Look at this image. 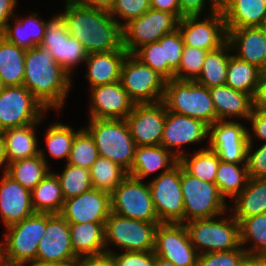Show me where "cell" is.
Segmentation results:
<instances>
[{
	"instance_id": "cell-1",
	"label": "cell",
	"mask_w": 266,
	"mask_h": 266,
	"mask_svg": "<svg viewBox=\"0 0 266 266\" xmlns=\"http://www.w3.org/2000/svg\"><path fill=\"white\" fill-rule=\"evenodd\" d=\"M68 34L78 40L88 54L109 52L122 47V27L108 10L83 6L66 0Z\"/></svg>"
},
{
	"instance_id": "cell-2",
	"label": "cell",
	"mask_w": 266,
	"mask_h": 266,
	"mask_svg": "<svg viewBox=\"0 0 266 266\" xmlns=\"http://www.w3.org/2000/svg\"><path fill=\"white\" fill-rule=\"evenodd\" d=\"M71 81V76L54 60L48 50L40 46L26 50L23 86L47 110L61 109Z\"/></svg>"
},
{
	"instance_id": "cell-3",
	"label": "cell",
	"mask_w": 266,
	"mask_h": 266,
	"mask_svg": "<svg viewBox=\"0 0 266 266\" xmlns=\"http://www.w3.org/2000/svg\"><path fill=\"white\" fill-rule=\"evenodd\" d=\"M94 139L100 157L131 170L136 144L125 119H90L85 128Z\"/></svg>"
},
{
	"instance_id": "cell-4",
	"label": "cell",
	"mask_w": 266,
	"mask_h": 266,
	"mask_svg": "<svg viewBox=\"0 0 266 266\" xmlns=\"http://www.w3.org/2000/svg\"><path fill=\"white\" fill-rule=\"evenodd\" d=\"M167 111L199 119L208 126L216 122L209 88L194 80H168L162 99Z\"/></svg>"
},
{
	"instance_id": "cell-5",
	"label": "cell",
	"mask_w": 266,
	"mask_h": 266,
	"mask_svg": "<svg viewBox=\"0 0 266 266\" xmlns=\"http://www.w3.org/2000/svg\"><path fill=\"white\" fill-rule=\"evenodd\" d=\"M215 217L191 220L184 223L190 241L198 254L231 251L239 248V222L230 218Z\"/></svg>"
},
{
	"instance_id": "cell-6",
	"label": "cell",
	"mask_w": 266,
	"mask_h": 266,
	"mask_svg": "<svg viewBox=\"0 0 266 266\" xmlns=\"http://www.w3.org/2000/svg\"><path fill=\"white\" fill-rule=\"evenodd\" d=\"M46 227L47 213L40 212L6 227L4 249L7 266H24L36 261L39 242Z\"/></svg>"
},
{
	"instance_id": "cell-7",
	"label": "cell",
	"mask_w": 266,
	"mask_h": 266,
	"mask_svg": "<svg viewBox=\"0 0 266 266\" xmlns=\"http://www.w3.org/2000/svg\"><path fill=\"white\" fill-rule=\"evenodd\" d=\"M181 191L184 200V223L226 213V200L220 194L217 185L190 175L182 165Z\"/></svg>"
},
{
	"instance_id": "cell-8",
	"label": "cell",
	"mask_w": 266,
	"mask_h": 266,
	"mask_svg": "<svg viewBox=\"0 0 266 266\" xmlns=\"http://www.w3.org/2000/svg\"><path fill=\"white\" fill-rule=\"evenodd\" d=\"M160 223H150L126 218L110 212L105 230V251L107 246L117 245L127 251H154L155 232Z\"/></svg>"
},
{
	"instance_id": "cell-9",
	"label": "cell",
	"mask_w": 266,
	"mask_h": 266,
	"mask_svg": "<svg viewBox=\"0 0 266 266\" xmlns=\"http://www.w3.org/2000/svg\"><path fill=\"white\" fill-rule=\"evenodd\" d=\"M120 81L135 104L158 103L163 99L166 80L131 53L123 62Z\"/></svg>"
},
{
	"instance_id": "cell-10",
	"label": "cell",
	"mask_w": 266,
	"mask_h": 266,
	"mask_svg": "<svg viewBox=\"0 0 266 266\" xmlns=\"http://www.w3.org/2000/svg\"><path fill=\"white\" fill-rule=\"evenodd\" d=\"M151 197L160 223L184 224V200L181 191V164L160 173L149 182Z\"/></svg>"
},
{
	"instance_id": "cell-11",
	"label": "cell",
	"mask_w": 266,
	"mask_h": 266,
	"mask_svg": "<svg viewBox=\"0 0 266 266\" xmlns=\"http://www.w3.org/2000/svg\"><path fill=\"white\" fill-rule=\"evenodd\" d=\"M111 212L150 223H160L154 209L149 183L128 175L110 194Z\"/></svg>"
},
{
	"instance_id": "cell-12",
	"label": "cell",
	"mask_w": 266,
	"mask_h": 266,
	"mask_svg": "<svg viewBox=\"0 0 266 266\" xmlns=\"http://www.w3.org/2000/svg\"><path fill=\"white\" fill-rule=\"evenodd\" d=\"M46 110L25 86H5L0 92V131L39 124Z\"/></svg>"
},
{
	"instance_id": "cell-13",
	"label": "cell",
	"mask_w": 266,
	"mask_h": 266,
	"mask_svg": "<svg viewBox=\"0 0 266 266\" xmlns=\"http://www.w3.org/2000/svg\"><path fill=\"white\" fill-rule=\"evenodd\" d=\"M178 22L174 14L150 8L122 27V46L133 54L138 48L174 32L178 29Z\"/></svg>"
},
{
	"instance_id": "cell-14",
	"label": "cell",
	"mask_w": 266,
	"mask_h": 266,
	"mask_svg": "<svg viewBox=\"0 0 266 266\" xmlns=\"http://www.w3.org/2000/svg\"><path fill=\"white\" fill-rule=\"evenodd\" d=\"M54 60L71 76V69L84 62L88 53L82 44L67 32L64 15L58 14L47 21L45 34L40 44Z\"/></svg>"
},
{
	"instance_id": "cell-15",
	"label": "cell",
	"mask_w": 266,
	"mask_h": 266,
	"mask_svg": "<svg viewBox=\"0 0 266 266\" xmlns=\"http://www.w3.org/2000/svg\"><path fill=\"white\" fill-rule=\"evenodd\" d=\"M200 21L199 15L184 16L178 22V29L185 46L216 50L227 42L225 18L218 10Z\"/></svg>"
},
{
	"instance_id": "cell-16",
	"label": "cell",
	"mask_w": 266,
	"mask_h": 266,
	"mask_svg": "<svg viewBox=\"0 0 266 266\" xmlns=\"http://www.w3.org/2000/svg\"><path fill=\"white\" fill-rule=\"evenodd\" d=\"M209 146L224 162L246 164L248 129L237 121L218 120L209 126Z\"/></svg>"
},
{
	"instance_id": "cell-17",
	"label": "cell",
	"mask_w": 266,
	"mask_h": 266,
	"mask_svg": "<svg viewBox=\"0 0 266 266\" xmlns=\"http://www.w3.org/2000/svg\"><path fill=\"white\" fill-rule=\"evenodd\" d=\"M154 253L176 266H197L199 256L185 225L172 223H160L157 226Z\"/></svg>"
},
{
	"instance_id": "cell-18",
	"label": "cell",
	"mask_w": 266,
	"mask_h": 266,
	"mask_svg": "<svg viewBox=\"0 0 266 266\" xmlns=\"http://www.w3.org/2000/svg\"><path fill=\"white\" fill-rule=\"evenodd\" d=\"M78 257L72 250L69 223L60 214L47 213V227L37 250L41 263H74Z\"/></svg>"
},
{
	"instance_id": "cell-19",
	"label": "cell",
	"mask_w": 266,
	"mask_h": 266,
	"mask_svg": "<svg viewBox=\"0 0 266 266\" xmlns=\"http://www.w3.org/2000/svg\"><path fill=\"white\" fill-rule=\"evenodd\" d=\"M166 114L162 101L134 105L125 120L136 146L160 145Z\"/></svg>"
},
{
	"instance_id": "cell-20",
	"label": "cell",
	"mask_w": 266,
	"mask_h": 266,
	"mask_svg": "<svg viewBox=\"0 0 266 266\" xmlns=\"http://www.w3.org/2000/svg\"><path fill=\"white\" fill-rule=\"evenodd\" d=\"M111 212L110 194L96 188L64 201L60 215L69 224L105 223Z\"/></svg>"
},
{
	"instance_id": "cell-21",
	"label": "cell",
	"mask_w": 266,
	"mask_h": 266,
	"mask_svg": "<svg viewBox=\"0 0 266 266\" xmlns=\"http://www.w3.org/2000/svg\"><path fill=\"white\" fill-rule=\"evenodd\" d=\"M208 134L209 126L203 121L167 111L160 145L179 159L185 154L180 146L204 141Z\"/></svg>"
},
{
	"instance_id": "cell-22",
	"label": "cell",
	"mask_w": 266,
	"mask_h": 266,
	"mask_svg": "<svg viewBox=\"0 0 266 266\" xmlns=\"http://www.w3.org/2000/svg\"><path fill=\"white\" fill-rule=\"evenodd\" d=\"M90 119H126L135 103L121 81L90 88Z\"/></svg>"
},
{
	"instance_id": "cell-23",
	"label": "cell",
	"mask_w": 266,
	"mask_h": 266,
	"mask_svg": "<svg viewBox=\"0 0 266 266\" xmlns=\"http://www.w3.org/2000/svg\"><path fill=\"white\" fill-rule=\"evenodd\" d=\"M0 213L6 227L34 214L31 190L21 186L5 171L0 181Z\"/></svg>"
},
{
	"instance_id": "cell-24",
	"label": "cell",
	"mask_w": 266,
	"mask_h": 266,
	"mask_svg": "<svg viewBox=\"0 0 266 266\" xmlns=\"http://www.w3.org/2000/svg\"><path fill=\"white\" fill-rule=\"evenodd\" d=\"M226 30L231 49L238 50L235 56L266 71V30L263 27Z\"/></svg>"
},
{
	"instance_id": "cell-25",
	"label": "cell",
	"mask_w": 266,
	"mask_h": 266,
	"mask_svg": "<svg viewBox=\"0 0 266 266\" xmlns=\"http://www.w3.org/2000/svg\"><path fill=\"white\" fill-rule=\"evenodd\" d=\"M127 55L128 52L123 46L109 52L88 54L85 62L90 87L120 81L122 65Z\"/></svg>"
},
{
	"instance_id": "cell-26",
	"label": "cell",
	"mask_w": 266,
	"mask_h": 266,
	"mask_svg": "<svg viewBox=\"0 0 266 266\" xmlns=\"http://www.w3.org/2000/svg\"><path fill=\"white\" fill-rule=\"evenodd\" d=\"M226 29L263 27L266 3L262 0H226L220 7Z\"/></svg>"
},
{
	"instance_id": "cell-27",
	"label": "cell",
	"mask_w": 266,
	"mask_h": 266,
	"mask_svg": "<svg viewBox=\"0 0 266 266\" xmlns=\"http://www.w3.org/2000/svg\"><path fill=\"white\" fill-rule=\"evenodd\" d=\"M213 106L216 111V121L227 117L249 118L253 110V99L249 94L234 90L227 84L209 88Z\"/></svg>"
},
{
	"instance_id": "cell-28",
	"label": "cell",
	"mask_w": 266,
	"mask_h": 266,
	"mask_svg": "<svg viewBox=\"0 0 266 266\" xmlns=\"http://www.w3.org/2000/svg\"><path fill=\"white\" fill-rule=\"evenodd\" d=\"M179 159L161 145L136 146L134 161L128 175L142 180L150 173L163 169L162 173L173 168Z\"/></svg>"
},
{
	"instance_id": "cell-29",
	"label": "cell",
	"mask_w": 266,
	"mask_h": 266,
	"mask_svg": "<svg viewBox=\"0 0 266 266\" xmlns=\"http://www.w3.org/2000/svg\"><path fill=\"white\" fill-rule=\"evenodd\" d=\"M104 225L89 222L69 224L72 250L78 258L106 253Z\"/></svg>"
},
{
	"instance_id": "cell-30",
	"label": "cell",
	"mask_w": 266,
	"mask_h": 266,
	"mask_svg": "<svg viewBox=\"0 0 266 266\" xmlns=\"http://www.w3.org/2000/svg\"><path fill=\"white\" fill-rule=\"evenodd\" d=\"M18 19L17 17L12 18V22L15 20L14 27L7 23L1 36L9 43L15 44L25 50L40 46L45 34L47 21L38 19L37 13H33L23 19Z\"/></svg>"
},
{
	"instance_id": "cell-31",
	"label": "cell",
	"mask_w": 266,
	"mask_h": 266,
	"mask_svg": "<svg viewBox=\"0 0 266 266\" xmlns=\"http://www.w3.org/2000/svg\"><path fill=\"white\" fill-rule=\"evenodd\" d=\"M36 125L38 124L33 123L2 131L5 142V157L7 164L39 155L37 136L34 131Z\"/></svg>"
},
{
	"instance_id": "cell-32",
	"label": "cell",
	"mask_w": 266,
	"mask_h": 266,
	"mask_svg": "<svg viewBox=\"0 0 266 266\" xmlns=\"http://www.w3.org/2000/svg\"><path fill=\"white\" fill-rule=\"evenodd\" d=\"M233 201V217L238 222L266 213V178H249L246 187Z\"/></svg>"
},
{
	"instance_id": "cell-33",
	"label": "cell",
	"mask_w": 266,
	"mask_h": 266,
	"mask_svg": "<svg viewBox=\"0 0 266 266\" xmlns=\"http://www.w3.org/2000/svg\"><path fill=\"white\" fill-rule=\"evenodd\" d=\"M46 159L45 152L39 149V155L10 162L4 171L21 186L32 190L50 173Z\"/></svg>"
},
{
	"instance_id": "cell-34",
	"label": "cell",
	"mask_w": 266,
	"mask_h": 266,
	"mask_svg": "<svg viewBox=\"0 0 266 266\" xmlns=\"http://www.w3.org/2000/svg\"><path fill=\"white\" fill-rule=\"evenodd\" d=\"M26 50L0 35V77L5 86H23Z\"/></svg>"
},
{
	"instance_id": "cell-35",
	"label": "cell",
	"mask_w": 266,
	"mask_h": 266,
	"mask_svg": "<svg viewBox=\"0 0 266 266\" xmlns=\"http://www.w3.org/2000/svg\"><path fill=\"white\" fill-rule=\"evenodd\" d=\"M64 201L59 180L52 171L31 190V202L35 212L60 214Z\"/></svg>"
},
{
	"instance_id": "cell-36",
	"label": "cell",
	"mask_w": 266,
	"mask_h": 266,
	"mask_svg": "<svg viewBox=\"0 0 266 266\" xmlns=\"http://www.w3.org/2000/svg\"><path fill=\"white\" fill-rule=\"evenodd\" d=\"M230 50V44L226 42L220 48L207 52L202 70L194 81L207 88L224 85L227 78V66L230 58L228 52Z\"/></svg>"
},
{
	"instance_id": "cell-37",
	"label": "cell",
	"mask_w": 266,
	"mask_h": 266,
	"mask_svg": "<svg viewBox=\"0 0 266 266\" xmlns=\"http://www.w3.org/2000/svg\"><path fill=\"white\" fill-rule=\"evenodd\" d=\"M261 73L257 66L230 55L225 84L253 98Z\"/></svg>"
},
{
	"instance_id": "cell-38",
	"label": "cell",
	"mask_w": 266,
	"mask_h": 266,
	"mask_svg": "<svg viewBox=\"0 0 266 266\" xmlns=\"http://www.w3.org/2000/svg\"><path fill=\"white\" fill-rule=\"evenodd\" d=\"M241 166L236 163L224 162L221 160L219 162L215 184L225 200L227 196L233 200L241 193L248 183L249 175L247 165L242 164Z\"/></svg>"
},
{
	"instance_id": "cell-39",
	"label": "cell",
	"mask_w": 266,
	"mask_h": 266,
	"mask_svg": "<svg viewBox=\"0 0 266 266\" xmlns=\"http://www.w3.org/2000/svg\"><path fill=\"white\" fill-rule=\"evenodd\" d=\"M240 245L253 241L250 249L244 248L249 257L262 258L266 254V213L243 218L239 222Z\"/></svg>"
},
{
	"instance_id": "cell-40",
	"label": "cell",
	"mask_w": 266,
	"mask_h": 266,
	"mask_svg": "<svg viewBox=\"0 0 266 266\" xmlns=\"http://www.w3.org/2000/svg\"><path fill=\"white\" fill-rule=\"evenodd\" d=\"M89 171L93 188L109 194L128 176V172L121 166L100 156Z\"/></svg>"
},
{
	"instance_id": "cell-41",
	"label": "cell",
	"mask_w": 266,
	"mask_h": 266,
	"mask_svg": "<svg viewBox=\"0 0 266 266\" xmlns=\"http://www.w3.org/2000/svg\"><path fill=\"white\" fill-rule=\"evenodd\" d=\"M219 162L218 155L209 148L198 150L191 158L187 154L179 158V163L190 175L208 183H215Z\"/></svg>"
},
{
	"instance_id": "cell-42",
	"label": "cell",
	"mask_w": 266,
	"mask_h": 266,
	"mask_svg": "<svg viewBox=\"0 0 266 266\" xmlns=\"http://www.w3.org/2000/svg\"><path fill=\"white\" fill-rule=\"evenodd\" d=\"M57 176L64 200L79 196L93 188L90 171L72 164H65V169Z\"/></svg>"
},
{
	"instance_id": "cell-43",
	"label": "cell",
	"mask_w": 266,
	"mask_h": 266,
	"mask_svg": "<svg viewBox=\"0 0 266 266\" xmlns=\"http://www.w3.org/2000/svg\"><path fill=\"white\" fill-rule=\"evenodd\" d=\"M98 157V149L89 132L83 128L77 131L67 163L89 170Z\"/></svg>"
},
{
	"instance_id": "cell-44",
	"label": "cell",
	"mask_w": 266,
	"mask_h": 266,
	"mask_svg": "<svg viewBox=\"0 0 266 266\" xmlns=\"http://www.w3.org/2000/svg\"><path fill=\"white\" fill-rule=\"evenodd\" d=\"M76 133L69 125L58 122L49 125L45 141L50 156L55 159L66 158L68 161Z\"/></svg>"
},
{
	"instance_id": "cell-45",
	"label": "cell",
	"mask_w": 266,
	"mask_h": 266,
	"mask_svg": "<svg viewBox=\"0 0 266 266\" xmlns=\"http://www.w3.org/2000/svg\"><path fill=\"white\" fill-rule=\"evenodd\" d=\"M207 50L185 46L179 69L175 72L176 80H195L200 74Z\"/></svg>"
},
{
	"instance_id": "cell-46",
	"label": "cell",
	"mask_w": 266,
	"mask_h": 266,
	"mask_svg": "<svg viewBox=\"0 0 266 266\" xmlns=\"http://www.w3.org/2000/svg\"><path fill=\"white\" fill-rule=\"evenodd\" d=\"M163 46L164 62L168 63V80L174 79L175 72L179 69L184 42L179 29L164 35L158 40Z\"/></svg>"
},
{
	"instance_id": "cell-47",
	"label": "cell",
	"mask_w": 266,
	"mask_h": 266,
	"mask_svg": "<svg viewBox=\"0 0 266 266\" xmlns=\"http://www.w3.org/2000/svg\"><path fill=\"white\" fill-rule=\"evenodd\" d=\"M248 258L246 250L240 246L231 251L199 254L197 266H242Z\"/></svg>"
},
{
	"instance_id": "cell-48",
	"label": "cell",
	"mask_w": 266,
	"mask_h": 266,
	"mask_svg": "<svg viewBox=\"0 0 266 266\" xmlns=\"http://www.w3.org/2000/svg\"><path fill=\"white\" fill-rule=\"evenodd\" d=\"M133 55L168 81V63L164 62L163 46L158 41L138 48Z\"/></svg>"
},
{
	"instance_id": "cell-49",
	"label": "cell",
	"mask_w": 266,
	"mask_h": 266,
	"mask_svg": "<svg viewBox=\"0 0 266 266\" xmlns=\"http://www.w3.org/2000/svg\"><path fill=\"white\" fill-rule=\"evenodd\" d=\"M150 8V0H115L109 13L123 27L130 20L139 18ZM115 15L126 21L121 23Z\"/></svg>"
},
{
	"instance_id": "cell-50",
	"label": "cell",
	"mask_w": 266,
	"mask_h": 266,
	"mask_svg": "<svg viewBox=\"0 0 266 266\" xmlns=\"http://www.w3.org/2000/svg\"><path fill=\"white\" fill-rule=\"evenodd\" d=\"M248 142L246 165L249 178H266V143L251 154L253 141L249 130Z\"/></svg>"
},
{
	"instance_id": "cell-51",
	"label": "cell",
	"mask_w": 266,
	"mask_h": 266,
	"mask_svg": "<svg viewBox=\"0 0 266 266\" xmlns=\"http://www.w3.org/2000/svg\"><path fill=\"white\" fill-rule=\"evenodd\" d=\"M107 253L113 256L116 266H155L156 263L154 251H127L118 254L107 249Z\"/></svg>"
},
{
	"instance_id": "cell-52",
	"label": "cell",
	"mask_w": 266,
	"mask_h": 266,
	"mask_svg": "<svg viewBox=\"0 0 266 266\" xmlns=\"http://www.w3.org/2000/svg\"><path fill=\"white\" fill-rule=\"evenodd\" d=\"M206 1L208 0H179L180 19H182L184 16L201 15L202 9L205 8ZM209 1L211 3V12L209 14L220 10V6L214 0Z\"/></svg>"
},
{
	"instance_id": "cell-53",
	"label": "cell",
	"mask_w": 266,
	"mask_h": 266,
	"mask_svg": "<svg viewBox=\"0 0 266 266\" xmlns=\"http://www.w3.org/2000/svg\"><path fill=\"white\" fill-rule=\"evenodd\" d=\"M248 120L251 122V128L256 138L266 143V110L253 109Z\"/></svg>"
},
{
	"instance_id": "cell-54",
	"label": "cell",
	"mask_w": 266,
	"mask_h": 266,
	"mask_svg": "<svg viewBox=\"0 0 266 266\" xmlns=\"http://www.w3.org/2000/svg\"><path fill=\"white\" fill-rule=\"evenodd\" d=\"M77 266H116L115 260L110 253L85 256L78 259Z\"/></svg>"
},
{
	"instance_id": "cell-55",
	"label": "cell",
	"mask_w": 266,
	"mask_h": 266,
	"mask_svg": "<svg viewBox=\"0 0 266 266\" xmlns=\"http://www.w3.org/2000/svg\"><path fill=\"white\" fill-rule=\"evenodd\" d=\"M252 99L253 109L266 110V71H262Z\"/></svg>"
},
{
	"instance_id": "cell-56",
	"label": "cell",
	"mask_w": 266,
	"mask_h": 266,
	"mask_svg": "<svg viewBox=\"0 0 266 266\" xmlns=\"http://www.w3.org/2000/svg\"><path fill=\"white\" fill-rule=\"evenodd\" d=\"M17 0H0V35L4 31L6 24L11 17H16L14 14Z\"/></svg>"
},
{
	"instance_id": "cell-57",
	"label": "cell",
	"mask_w": 266,
	"mask_h": 266,
	"mask_svg": "<svg viewBox=\"0 0 266 266\" xmlns=\"http://www.w3.org/2000/svg\"><path fill=\"white\" fill-rule=\"evenodd\" d=\"M152 9L174 14L180 20L179 0H150Z\"/></svg>"
},
{
	"instance_id": "cell-58",
	"label": "cell",
	"mask_w": 266,
	"mask_h": 266,
	"mask_svg": "<svg viewBox=\"0 0 266 266\" xmlns=\"http://www.w3.org/2000/svg\"><path fill=\"white\" fill-rule=\"evenodd\" d=\"M87 7L110 10L115 0H72Z\"/></svg>"
},
{
	"instance_id": "cell-59",
	"label": "cell",
	"mask_w": 266,
	"mask_h": 266,
	"mask_svg": "<svg viewBox=\"0 0 266 266\" xmlns=\"http://www.w3.org/2000/svg\"><path fill=\"white\" fill-rule=\"evenodd\" d=\"M6 157H5V142H4V136L2 132L0 131V167L5 164V168L7 166Z\"/></svg>"
},
{
	"instance_id": "cell-60",
	"label": "cell",
	"mask_w": 266,
	"mask_h": 266,
	"mask_svg": "<svg viewBox=\"0 0 266 266\" xmlns=\"http://www.w3.org/2000/svg\"><path fill=\"white\" fill-rule=\"evenodd\" d=\"M27 266H77V265H76V262L58 264V263H41L38 261H34V262L28 263Z\"/></svg>"
},
{
	"instance_id": "cell-61",
	"label": "cell",
	"mask_w": 266,
	"mask_h": 266,
	"mask_svg": "<svg viewBox=\"0 0 266 266\" xmlns=\"http://www.w3.org/2000/svg\"><path fill=\"white\" fill-rule=\"evenodd\" d=\"M155 266H176V265H174L172 262H170L167 259L156 256Z\"/></svg>"
},
{
	"instance_id": "cell-62",
	"label": "cell",
	"mask_w": 266,
	"mask_h": 266,
	"mask_svg": "<svg viewBox=\"0 0 266 266\" xmlns=\"http://www.w3.org/2000/svg\"><path fill=\"white\" fill-rule=\"evenodd\" d=\"M0 266H7L5 259L4 242H0Z\"/></svg>"
},
{
	"instance_id": "cell-63",
	"label": "cell",
	"mask_w": 266,
	"mask_h": 266,
	"mask_svg": "<svg viewBox=\"0 0 266 266\" xmlns=\"http://www.w3.org/2000/svg\"><path fill=\"white\" fill-rule=\"evenodd\" d=\"M242 266H257V258L249 257Z\"/></svg>"
},
{
	"instance_id": "cell-64",
	"label": "cell",
	"mask_w": 266,
	"mask_h": 266,
	"mask_svg": "<svg viewBox=\"0 0 266 266\" xmlns=\"http://www.w3.org/2000/svg\"><path fill=\"white\" fill-rule=\"evenodd\" d=\"M257 266H266V261L263 258H257Z\"/></svg>"
},
{
	"instance_id": "cell-65",
	"label": "cell",
	"mask_w": 266,
	"mask_h": 266,
	"mask_svg": "<svg viewBox=\"0 0 266 266\" xmlns=\"http://www.w3.org/2000/svg\"><path fill=\"white\" fill-rule=\"evenodd\" d=\"M214 1L221 7L226 0H214Z\"/></svg>"
},
{
	"instance_id": "cell-66",
	"label": "cell",
	"mask_w": 266,
	"mask_h": 266,
	"mask_svg": "<svg viewBox=\"0 0 266 266\" xmlns=\"http://www.w3.org/2000/svg\"><path fill=\"white\" fill-rule=\"evenodd\" d=\"M5 88V85L0 77V92Z\"/></svg>"
},
{
	"instance_id": "cell-67",
	"label": "cell",
	"mask_w": 266,
	"mask_h": 266,
	"mask_svg": "<svg viewBox=\"0 0 266 266\" xmlns=\"http://www.w3.org/2000/svg\"><path fill=\"white\" fill-rule=\"evenodd\" d=\"M263 28L266 30V20H265V23L263 25Z\"/></svg>"
},
{
	"instance_id": "cell-68",
	"label": "cell",
	"mask_w": 266,
	"mask_h": 266,
	"mask_svg": "<svg viewBox=\"0 0 266 266\" xmlns=\"http://www.w3.org/2000/svg\"><path fill=\"white\" fill-rule=\"evenodd\" d=\"M262 258L266 261V254Z\"/></svg>"
}]
</instances>
